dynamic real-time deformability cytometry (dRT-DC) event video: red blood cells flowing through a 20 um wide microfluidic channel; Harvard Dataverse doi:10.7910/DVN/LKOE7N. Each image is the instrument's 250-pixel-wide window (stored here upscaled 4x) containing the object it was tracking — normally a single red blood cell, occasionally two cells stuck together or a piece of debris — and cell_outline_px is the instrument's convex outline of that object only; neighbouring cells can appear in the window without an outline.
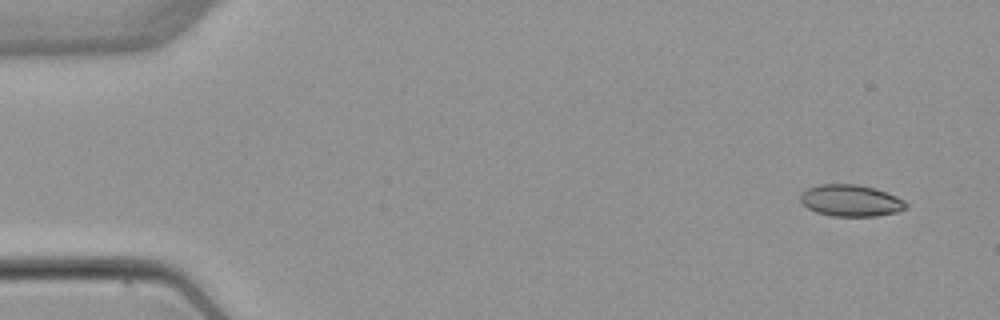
{"species": "common noctule bat (a hibernating species)", "species_latin": "Nyctalus noctula", "temperature_condition": "warm", "stored_images_in_passage": 4, "camera_frame_rate_fps": 3000, "um_per_image_px": 0.085, "animal": {"sex": "female", "body_mass_g": 22.7, "forearm_length_mm": 54.2}, "frame": {"image": 1, "passage_image": 1, "time_ms": 0.0, "image_size_px": [1000, 320], "cell_outline_px": [[908, 208], [896, 212], [876, 216], [832, 216], [816, 212], [808, 208], [800, 200], [800, 192], [808, 188], [820, 184], [856, 184], [876, 188], [896, 196], [904, 200], [908, 204]], "centroid_in_image_um": [72.32, 17.04], "position_along_channel_um": 12.7, "area_um2": 19.59}}
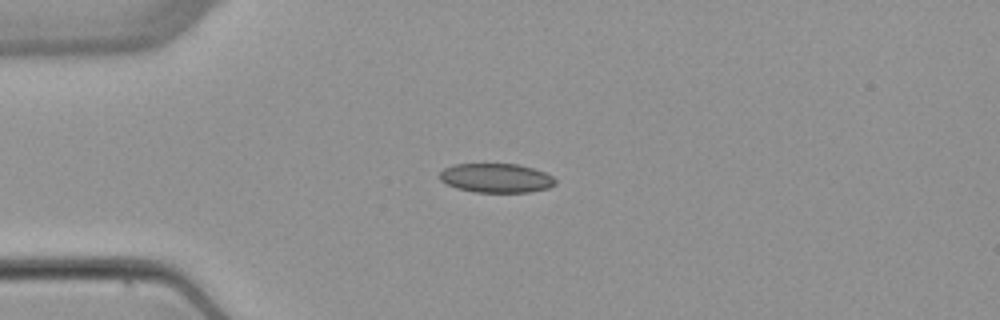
{"frame": {"image": 2, "passage_image": 4, "time_ms": 3.333, "image_size_px": [1000, 320], "cell_outline_px": [[556, 184], [548, 188], [528, 192], [476, 192], [456, 188], [440, 180], [440, 172], [444, 168], [456, 164], [516, 164], [532, 168], [544, 172], [552, 176], [556, 180]], "centroid_in_image_um": [42.18, 15.13], "position_along_channel_um": 42.8, "area_um2": 19.54}}